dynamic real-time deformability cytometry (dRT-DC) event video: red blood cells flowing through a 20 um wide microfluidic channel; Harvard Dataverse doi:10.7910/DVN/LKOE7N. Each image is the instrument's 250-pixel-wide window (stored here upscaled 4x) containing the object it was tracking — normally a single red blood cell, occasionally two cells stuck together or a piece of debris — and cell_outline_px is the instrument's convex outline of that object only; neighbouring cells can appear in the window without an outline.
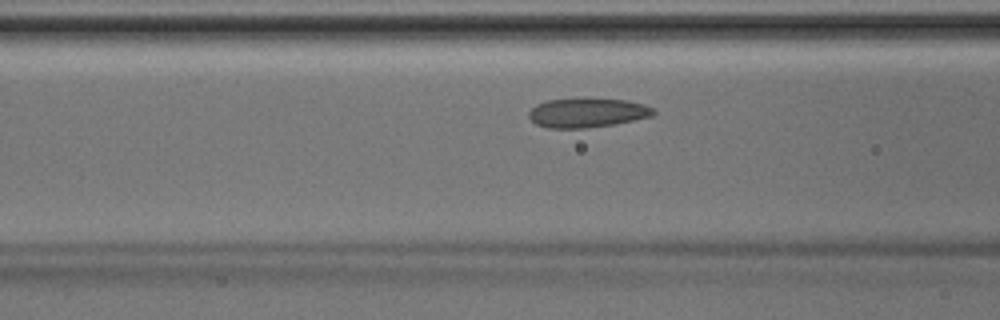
{"species": "Egyptian fruit bat (a non-hibernating species)", "species_latin": "Rousettus aegyptiacus", "temperature_condition": "room temperature", "stored_images_in_passage": 19, "camera_frame_rate_fps": 3000, "um_per_image_px": 0.085, "animal": {"sex": "male"}, "frame": {"image": 1, "passage_image": 14, "time_ms": 4.333, "image_size_px": [1000, 320], "cell_outline_px": [[656, 112], [652, 116], [616, 124], [588, 128], [548, 128], [536, 124], [528, 116], [528, 112], [536, 104], [544, 100], [624, 100], [644, 104], [652, 108]], "centroid_in_image_um": [49.9, 9.61], "position_along_channel_um": 116.7, "area_um2": 20.87}}